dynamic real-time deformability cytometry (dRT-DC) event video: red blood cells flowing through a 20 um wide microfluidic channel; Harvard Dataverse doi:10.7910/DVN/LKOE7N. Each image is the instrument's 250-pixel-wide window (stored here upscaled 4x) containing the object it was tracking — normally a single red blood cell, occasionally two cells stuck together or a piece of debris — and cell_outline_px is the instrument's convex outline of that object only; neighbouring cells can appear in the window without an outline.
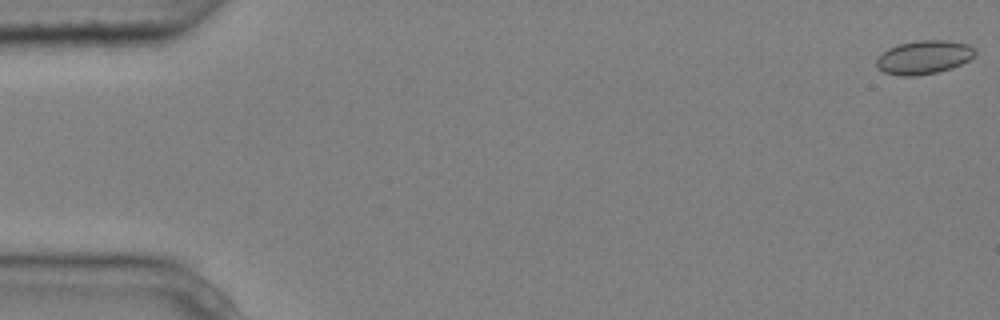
{"species": "common noctule bat (a hibernating species)", "species_latin": "Nyctalus noctula", "temperature_condition": "cold", "stored_images_in_passage": 4, "camera_frame_rate_fps": 3000, "um_per_image_px": 0.085, "animal": {"sex": "male", "body_mass_g": 20.4}, "frame": {"image": 1, "passage_image": 1, "time_ms": 0.0, "image_size_px": [1000, 320], "cell_outline_px": [[976, 52], [968, 60], [952, 68], [936, 72], [916, 76], [900, 76], [884, 72], [876, 68], [876, 60], [888, 48], [900, 44], [916, 40], [952, 40], [968, 44], [976, 48]], "centroid_in_image_um": [78.54, 4.86], "position_along_channel_um": 6.5, "area_um2": 19.36}}
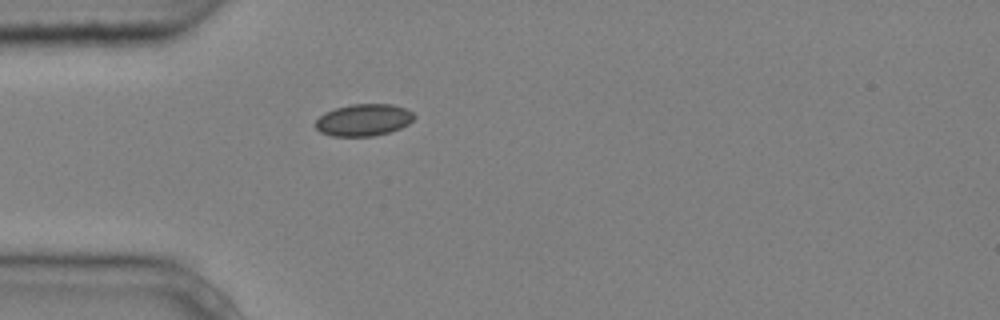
{"frame": {"image": 2, "passage_image": 4, "time_ms": 1.0, "image_size_px": [1000, 320], "cell_outline_px": [[416, 116], [408, 124], [400, 128], [388, 132], [372, 136], [332, 136], [320, 132], [316, 128], [316, 120], [324, 112], [336, 108], [352, 104], [392, 104], [404, 108], [412, 112]], "centroid_in_image_um": [30.9, 10.19], "position_along_channel_um": 54.1, "area_um2": 18.26}}